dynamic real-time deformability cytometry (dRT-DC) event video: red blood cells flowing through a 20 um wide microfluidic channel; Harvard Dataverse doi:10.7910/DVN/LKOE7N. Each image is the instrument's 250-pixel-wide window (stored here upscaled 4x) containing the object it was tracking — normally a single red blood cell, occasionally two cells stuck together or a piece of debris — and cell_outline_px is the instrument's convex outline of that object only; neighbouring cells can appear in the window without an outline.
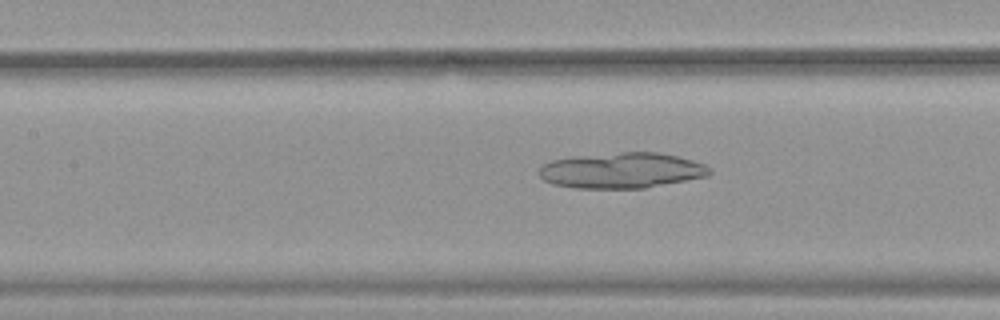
{"species": "common noctule bat (a hibernating species)", "species_latin": "Nyctalus noctula", "temperature_condition": "warm", "stored_images_in_passage": 42, "camera_frame_rate_fps": 3000, "um_per_image_px": 0.085, "animal": {"sex": "female", "body_mass_g": 19.9}, "frame": {"image": 1, "passage_image": 14, "time_ms": 4.333, "image_size_px": [1000, 320], "cell_outline_px": [[712, 172], [708, 176], [644, 188], [576, 188], [552, 184], [544, 180], [540, 176], [540, 168], [544, 164], [552, 160], [572, 156], [624, 152], [660, 152], [692, 160], [704, 164], [712, 168]], "centroid_in_image_um": [52.86, 14.48], "position_along_channel_um": 154.5, "area_um2": 35.37}}
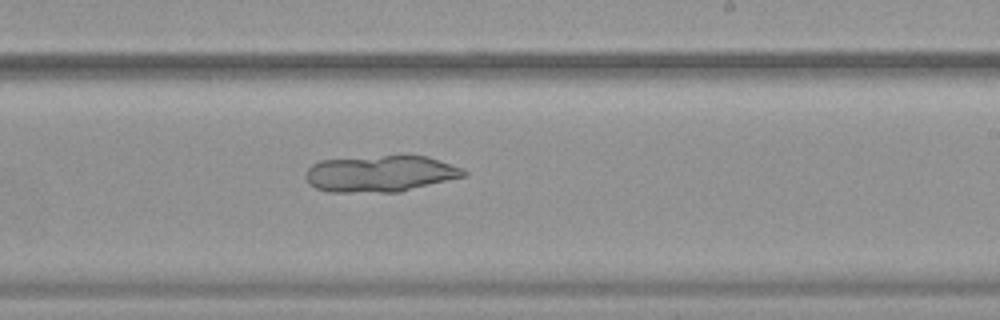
{"frame": {"image": 2, "passage_image": 22, "time_ms": 7.0, "image_size_px": [1000, 320], "cell_outline_px": [[468, 172], [464, 176], [400, 192], [328, 192], [316, 188], [308, 184], [304, 176], [308, 168], [312, 164], [320, 160], [384, 156], [428, 156], [464, 168]], "centroid_in_image_um": [32.31, 14.77], "position_along_channel_um": 256.7, "area_um2": 33.58}}
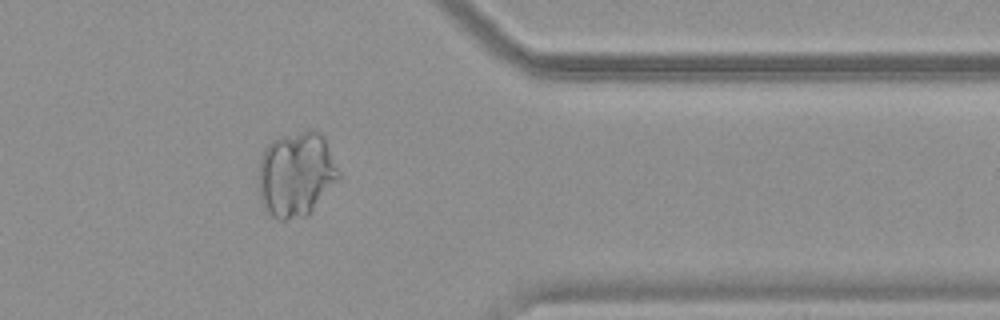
{"frame": {"image": 3, "passage_image": 33, "time_ms": 10.667, "image_size_px": [1000, 320], "cell_outline_px": [[340, 180], [312, 212], [308, 216], [284, 220], [280, 220], [268, 216], [264, 212], [260, 200], [256, 180], [256, 176], [260, 160], [264, 148], [272, 140], [280, 136], [308, 128], [320, 132], [324, 136], [340, 172]], "centroid_in_image_um": [25.15, 14.83], "position_along_channel_um": 386.3, "area_um2": 41.27}}